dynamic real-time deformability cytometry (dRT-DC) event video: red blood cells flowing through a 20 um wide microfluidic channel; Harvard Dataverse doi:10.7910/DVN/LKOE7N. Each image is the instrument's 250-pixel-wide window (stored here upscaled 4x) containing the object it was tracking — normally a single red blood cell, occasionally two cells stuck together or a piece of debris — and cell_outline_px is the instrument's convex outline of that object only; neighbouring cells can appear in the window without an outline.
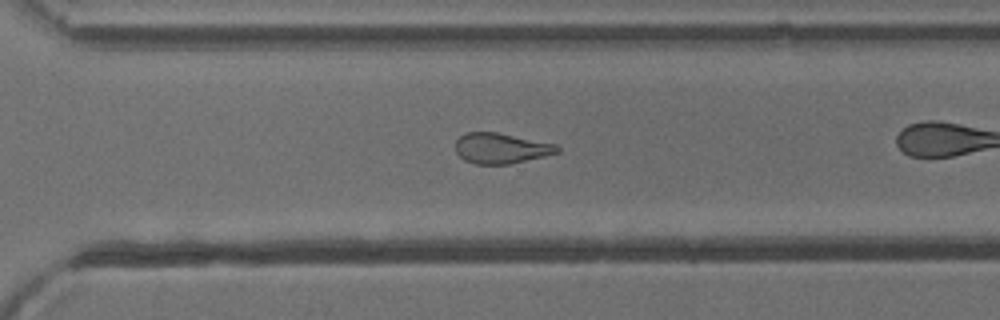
{"species": "common noctule bat (a hibernating species)", "species_latin": "Nyctalus noctula", "temperature_condition": "cold", "stored_images_in_passage": 32, "camera_frame_rate_fps": 3000, "um_per_image_px": 0.085, "animal": {"sex": "male", "body_mass_g": 13.3}, "frame": {"image": 1, "passage_image": 28, "time_ms": 9.0, "image_size_px": [1000, 320], "cell_outline_px": [[560, 152], [544, 156], [508, 164], [476, 164], [464, 160], [456, 152], [456, 140], [460, 136], [468, 132], [496, 132], [556, 144], [560, 148]], "centroid_in_image_um": [42.58, 12.6], "position_along_channel_um": 328.0, "area_um2": 17.92}}